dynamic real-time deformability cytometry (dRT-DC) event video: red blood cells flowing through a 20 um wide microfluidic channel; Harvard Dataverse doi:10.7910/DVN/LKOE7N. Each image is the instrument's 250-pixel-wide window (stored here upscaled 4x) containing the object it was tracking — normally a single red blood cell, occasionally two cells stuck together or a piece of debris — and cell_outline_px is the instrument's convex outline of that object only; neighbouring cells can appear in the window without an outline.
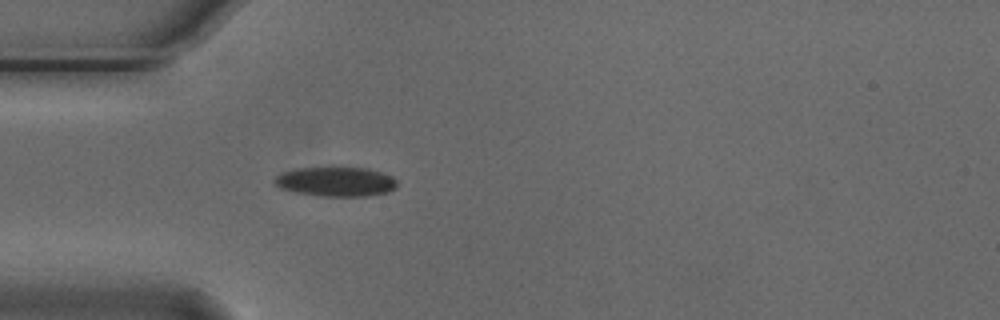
{"species": "Egyptian fruit bat (a non-hibernating species)", "species_latin": "Rousettus aegyptiacus", "temperature_condition": "cold", "stored_images_in_passage": 40, "camera_frame_rate_fps": 3000, "um_per_image_px": 0.085, "animal": {"sex": "male"}, "frame": {"image": 1, "passage_image": 1, "time_ms": 0.0, "image_size_px": [1000, 320], "cell_outline_px": [[396, 188], [388, 192], [364, 196], [320, 196], [296, 192], [280, 188], [272, 184], [272, 180], [280, 172], [296, 168], [332, 164], [368, 168], [392, 176], [396, 180]], "centroid_in_image_um": [28.48, 15.38], "position_along_channel_um": 56.5, "area_um2": 22.14}}
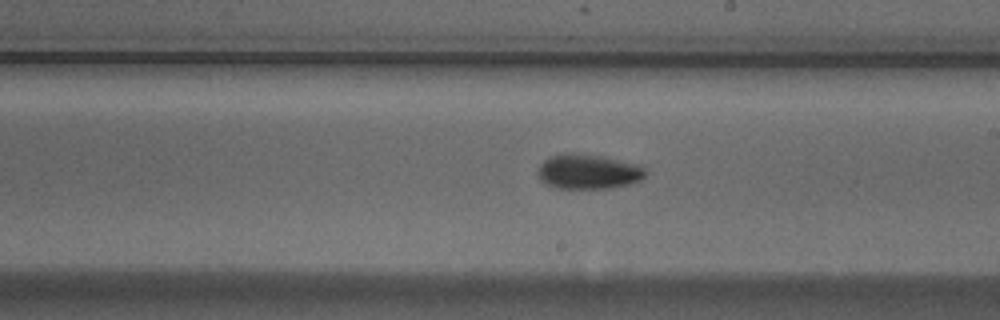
{"frame": {"image": 2, "passage_image": 16, "time_ms": 5.0, "image_size_px": [1000, 320], "cell_outline_px": [[644, 176], [640, 180], [628, 184], [612, 188], [556, 188], [544, 184], [540, 180], [536, 172], [540, 164], [544, 160], [552, 156], [564, 152], [572, 152], [604, 156], [640, 164], [644, 168]], "centroid_in_image_um": [49.96, 14.57], "position_along_channel_um": 239.0, "area_um2": 22.14}}
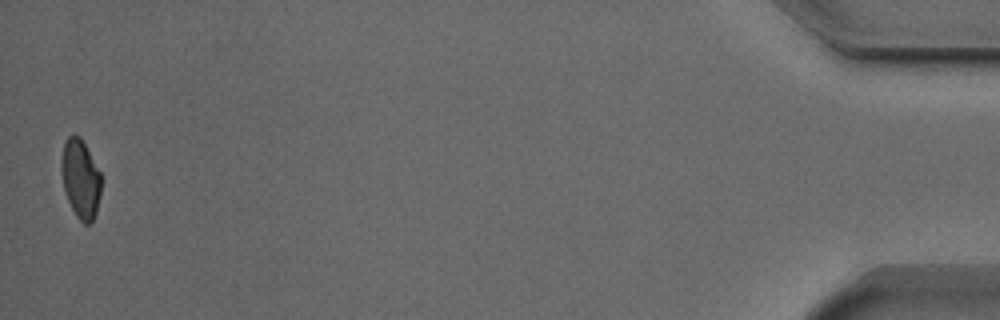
{"frame": {"image": 3, "passage_image": 39, "time_ms": 12.667, "image_size_px": [1000, 320], "cell_outline_px": [[100, 196], [96, 212], [92, 220], [88, 224], [84, 224], [76, 216], [68, 200], [64, 188], [60, 168], [60, 164], [64, 144], [68, 136], [72, 132], [80, 136], [100, 172]], "centroid_in_image_um": [6.83, 15.17], "position_along_channel_um": 428.4, "area_um2": 18.15}, "authors_computed_cell_mechanics": {"area_um2": 20.1722, "velocity_mm_per_s": 3.7443, "shape_relaxation_time_tau1_ms": 3.8749, "shape_relaxation_time_tau2_ms": null, "deformation_change_tau1": 0.1136, "deformation_change_tau2": null}}